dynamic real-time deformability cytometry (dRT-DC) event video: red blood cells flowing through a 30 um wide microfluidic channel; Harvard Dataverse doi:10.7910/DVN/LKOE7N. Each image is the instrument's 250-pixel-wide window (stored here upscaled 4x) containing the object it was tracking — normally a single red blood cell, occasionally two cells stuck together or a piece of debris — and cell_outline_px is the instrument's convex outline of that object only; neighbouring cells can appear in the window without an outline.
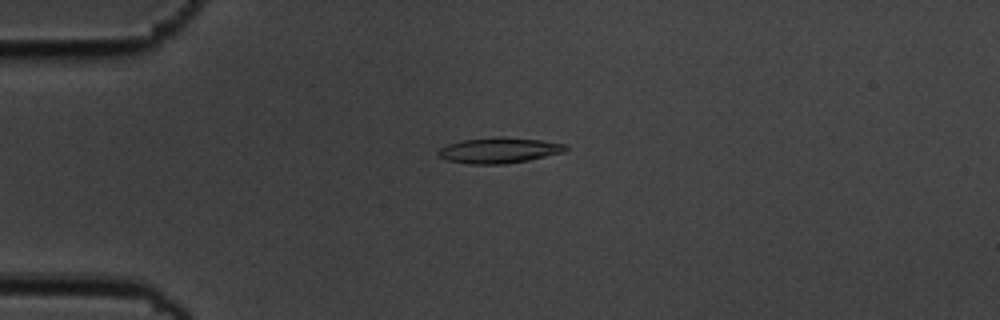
{"species": "common noctule bat (a hibernating species)", "species_latin": "Nyctalus noctula", "temperature_condition": "cold", "stored_images_in_passage": 55, "camera_frame_rate_fps": 3000, "um_per_image_px": 0.085, "animal": {"sex": "male", "body_mass_g": 19.5, "forearm_length_mm": 54.6}, "frame": {"image": 1, "passage_image": 14, "time_ms": 4.333, "image_size_px": [1000, 320], "cell_outline_px": [[568, 148], [564, 152], [528, 160], [504, 164], [468, 164], [444, 160], [436, 152], [440, 148], [448, 144], [464, 140], [500, 136], [504, 136], [540, 140], [568, 144]], "centroid_in_image_um": [42.42, 12.78], "position_along_channel_um": 42.6, "area_um2": 19.13}}
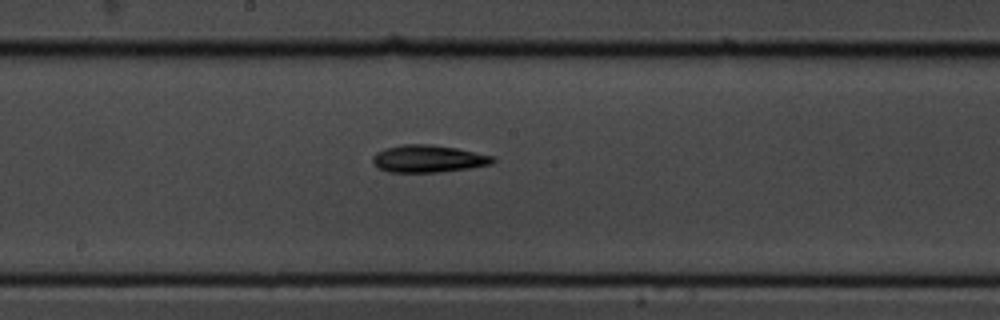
{"frame": {"image": 2, "passage_image": 30, "time_ms": 9.667, "image_size_px": [1000, 320], "cell_outline_px": [[496, 160], [492, 164], [468, 168], [436, 172], [388, 172], [380, 168], [372, 160], [372, 156], [376, 152], [384, 148], [404, 144], [432, 144], [456, 148], [492, 156]], "centroid_in_image_um": [36.38, 13.48], "position_along_channel_um": 211.8, "area_um2": 18.96}}
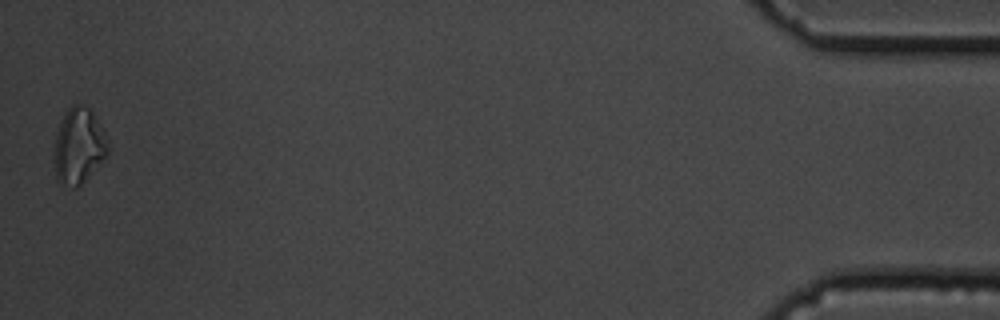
{"frame": {"image": 3, "passage_image": 55, "time_ms": 18.0, "image_size_px": [1000, 320], "cell_outline_px": [[108, 152], [84, 180], [76, 188], [60, 184], [56, 180], [52, 156], [52, 152], [56, 132], [68, 108], [72, 104], [84, 104], [92, 112], [100, 124], [104, 132], [108, 144]], "centroid_in_image_um": [6.63, 12.41], "position_along_channel_um": 428.6, "area_um2": 23.7}, "authors_computed_cell_mechanics": {"area_um2": 18.2648, "velocity_mm_per_s": 3.6503, "shape_relaxation_time_tau1_ms": 3.216, "shape_relaxation_time_tau2_ms": 9.0797, "deformation_change_tau1": 0.1488, "deformation_change_tau2": 0.1987}}